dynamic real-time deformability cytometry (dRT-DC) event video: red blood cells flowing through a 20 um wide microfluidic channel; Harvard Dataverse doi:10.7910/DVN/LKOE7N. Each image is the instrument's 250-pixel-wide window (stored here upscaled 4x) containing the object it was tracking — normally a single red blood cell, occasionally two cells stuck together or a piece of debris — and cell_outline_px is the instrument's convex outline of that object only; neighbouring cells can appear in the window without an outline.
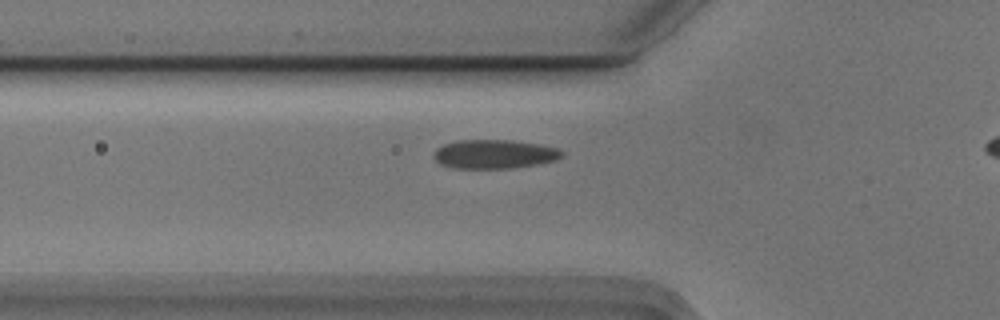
{"species": "Egyptian fruit bat (a non-hibernating species)", "species_latin": "Rousettus aegyptiacus", "temperature_condition": "cold", "stored_images_in_passage": 40, "camera_frame_rate_fps": 3000, "um_per_image_px": 0.085, "animal": {"sex": "male"}, "frame": {"image": 1, "passage_image": 11, "time_ms": 3.333, "image_size_px": [1000, 320], "cell_outline_px": [[564, 152], [556, 160], [536, 164], [512, 168], [452, 168], [440, 164], [432, 156], [432, 152], [436, 148], [444, 144], [456, 140], [512, 140], [536, 144], [556, 148]], "centroid_in_image_um": [41.94, 13.1], "position_along_channel_um": 83.9, "area_um2": 21.56}}
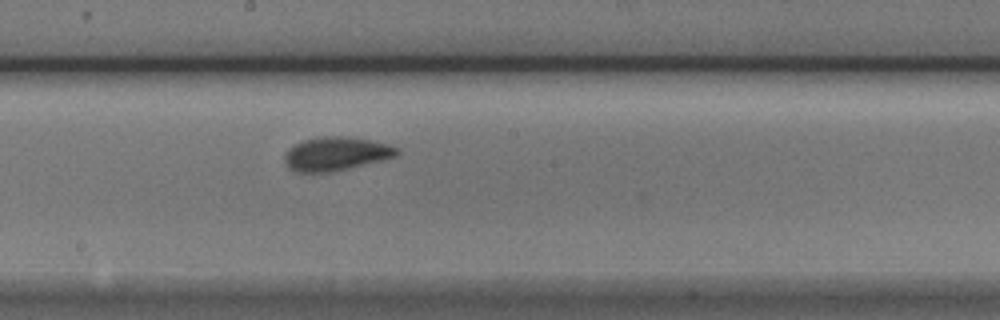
{"frame": {"image": 2, "passage_image": 22, "time_ms": 7.0, "image_size_px": [1000, 320], "cell_outline_px": [[400, 152], [396, 156], [384, 160], [332, 172], [296, 172], [288, 168], [284, 160], [284, 156], [288, 148], [304, 140], [320, 136], [348, 136], [372, 140], [388, 144], [400, 148]], "centroid_in_image_um": [28.59, 13.07], "position_along_channel_um": 219.6, "area_um2": 22.31}}
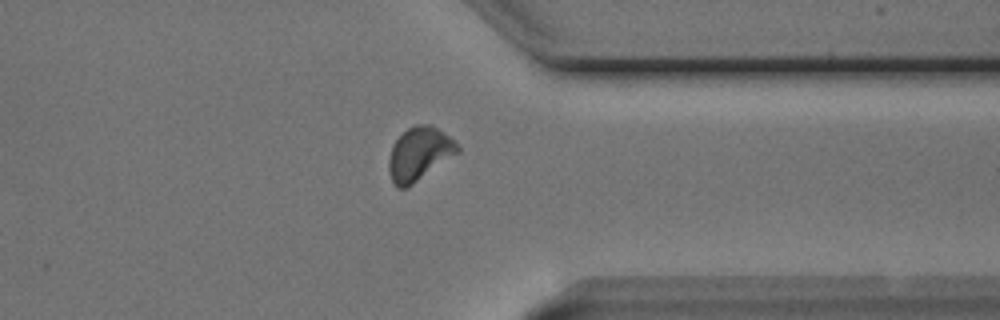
{"frame": {"image": 3, "passage_image": 35, "time_ms": 11.333, "image_size_px": [1000, 320], "cell_outline_px": [[460, 152], [412, 184], [404, 188], [396, 188], [388, 172], [388, 160], [392, 144], [408, 128], [416, 124], [428, 124], [436, 128], [448, 136], [460, 148]], "centroid_in_image_um": [35.61, 13.09], "position_along_channel_um": 375.8, "area_um2": 21.1}}